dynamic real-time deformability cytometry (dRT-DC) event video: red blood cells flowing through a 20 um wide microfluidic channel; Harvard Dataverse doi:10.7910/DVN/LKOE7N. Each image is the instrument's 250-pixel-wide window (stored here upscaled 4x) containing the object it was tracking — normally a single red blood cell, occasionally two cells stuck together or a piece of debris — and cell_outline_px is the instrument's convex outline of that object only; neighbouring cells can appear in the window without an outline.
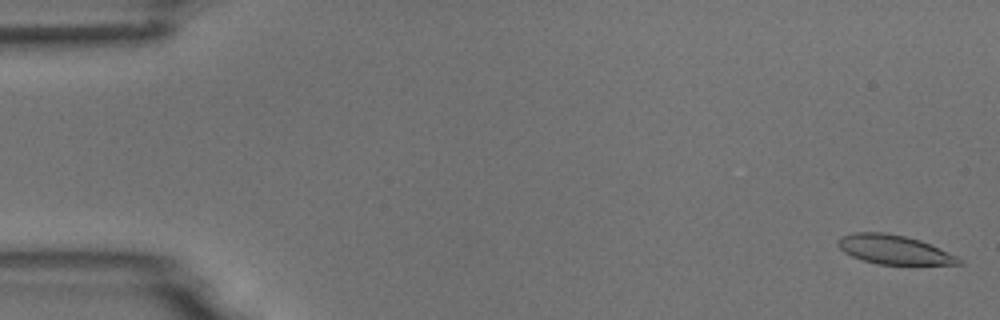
{"species": "common noctule bat (a hibernating species)", "species_latin": "Nyctalus noctula", "temperature_condition": "room temperature", "stored_images_in_passage": 55, "camera_frame_rate_fps": 3000, "um_per_image_px": 0.085, "animal": {"sex": "male", "body_mass_g": 18.8}, "frame": {"image": 1, "passage_image": 2, "time_ms": 0.333, "image_size_px": [1000, 320], "cell_outline_px": [[964, 264], [876, 264], [852, 256], [844, 252], [836, 244], [836, 240], [840, 236], [856, 232], [884, 232], [904, 236], [920, 240], [956, 256], [964, 260]], "centroid_in_image_um": [75.95, 21.21], "position_along_channel_um": 9.1, "area_um2": 20.35}}
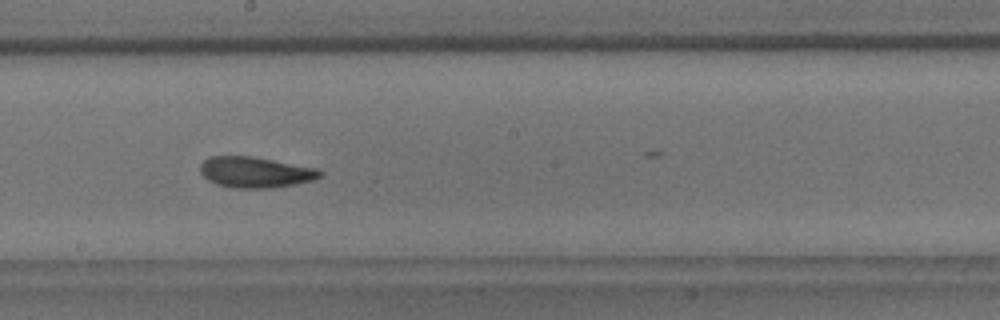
{"frame": {"image": 2, "passage_image": 31, "time_ms": 10.0, "image_size_px": [1000, 320], "cell_outline_px": [[324, 172], [320, 176], [312, 180], [272, 188], [232, 188], [216, 184], [208, 180], [200, 172], [200, 164], [208, 156], [252, 156], [320, 168]], "centroid_in_image_um": [21.7, 14.63], "position_along_channel_um": 226.5, "area_um2": 21.68}}
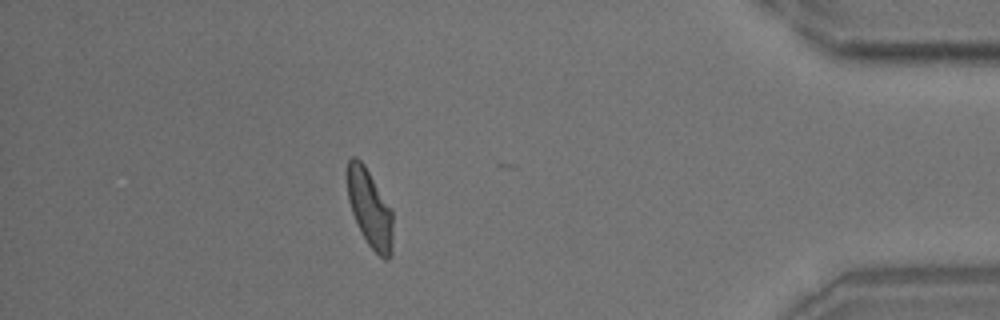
{"frame": {"image": 3, "passage_image": 49, "time_ms": 16.0, "image_size_px": [1000, 320], "cell_outline_px": [[392, 252], [388, 260], [384, 260], [368, 244], [352, 212], [348, 200], [344, 172], [348, 160], [352, 156], [356, 156], [364, 164], [392, 208]], "centroid_in_image_um": [31.4, 17.64], "position_along_channel_um": 403.8, "area_um2": 20.98}, "authors_computed_cell_mechanics": {"area_um2": 21.2126, "velocity_mm_per_s": 3.696, "shape_relaxation_time_tau1_ms": 4.9582, "shape_relaxation_time_tau2_ms": 2.6142, "deformation_change_tau1": 0.1727, "deformation_change_tau2": 0.1022}}